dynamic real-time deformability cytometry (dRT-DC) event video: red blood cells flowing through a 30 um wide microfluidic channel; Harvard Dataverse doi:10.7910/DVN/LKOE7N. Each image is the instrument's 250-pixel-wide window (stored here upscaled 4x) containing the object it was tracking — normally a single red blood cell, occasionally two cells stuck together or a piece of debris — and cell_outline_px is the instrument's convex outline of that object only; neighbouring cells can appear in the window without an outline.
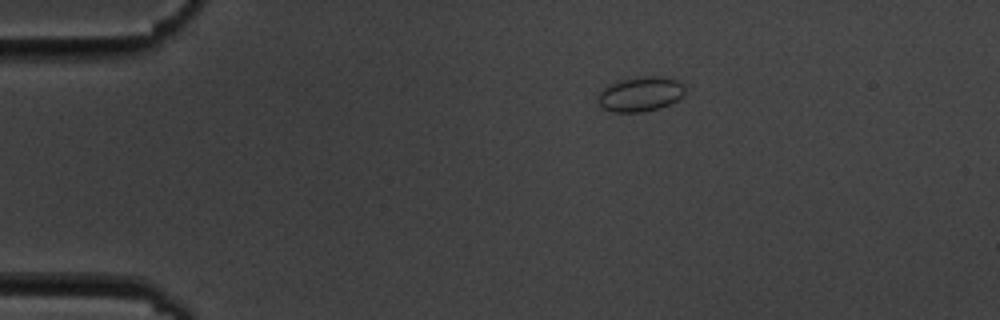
{"species": "common noctule bat (a hibernating species)", "species_latin": "Nyctalus noctula", "temperature_condition": "cold", "stored_images_in_passage": 2, "camera_frame_rate_fps": 3000, "um_per_image_px": 0.085, "animal": {"sex": "male", "body_mass_g": 19.5, "forearm_length_mm": 54.6}, "frame": {"image": 1, "passage_image": 1, "time_ms": 0.0, "image_size_px": [1000, 320], "cell_outline_px": [[684, 96], [660, 108], [640, 112], [612, 112], [600, 108], [596, 100], [596, 96], [608, 84], [620, 80], [652, 76], [656, 76], [676, 80], [684, 88]], "centroid_in_image_um": [54.35, 8.02], "position_along_channel_um": 30.6, "area_um2": 17.51}}